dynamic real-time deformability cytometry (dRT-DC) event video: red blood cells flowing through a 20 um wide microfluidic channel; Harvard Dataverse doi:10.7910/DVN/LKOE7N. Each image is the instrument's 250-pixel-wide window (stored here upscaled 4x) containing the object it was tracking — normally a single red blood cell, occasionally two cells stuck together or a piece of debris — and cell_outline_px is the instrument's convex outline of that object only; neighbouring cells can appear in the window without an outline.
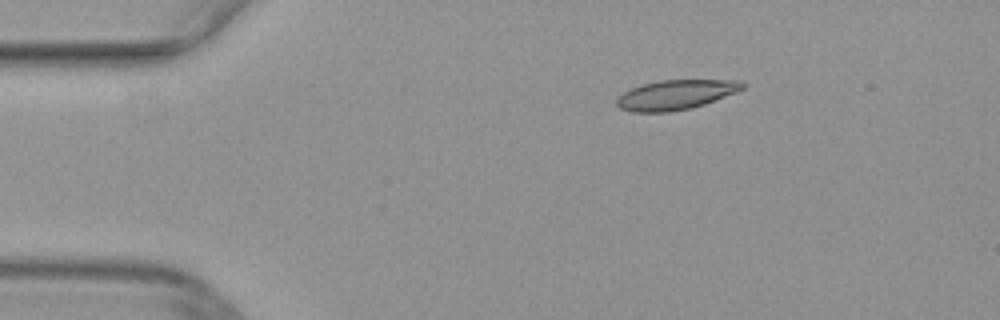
{"species": "common noctule bat (a hibernating species)", "species_latin": "Nyctalus noctula", "temperature_condition": "warm", "stored_images_in_passage": 43, "camera_frame_rate_fps": 3000, "um_per_image_px": 0.085, "animal": {"sex": "female", "body_mass_g": 29.2, "forearm_length_mm": 56.3}, "frame": {"image": 1, "passage_image": 1, "time_ms": 0.0, "image_size_px": [1000, 320], "cell_outline_px": [[748, 84], [744, 88], [736, 92], [704, 104], [692, 108], [668, 112], [632, 112], [620, 108], [616, 104], [616, 96], [640, 84], [660, 80], [740, 80]], "centroid_in_image_um": [57.43, 8.05], "position_along_channel_um": 27.6, "area_um2": 21.91}}
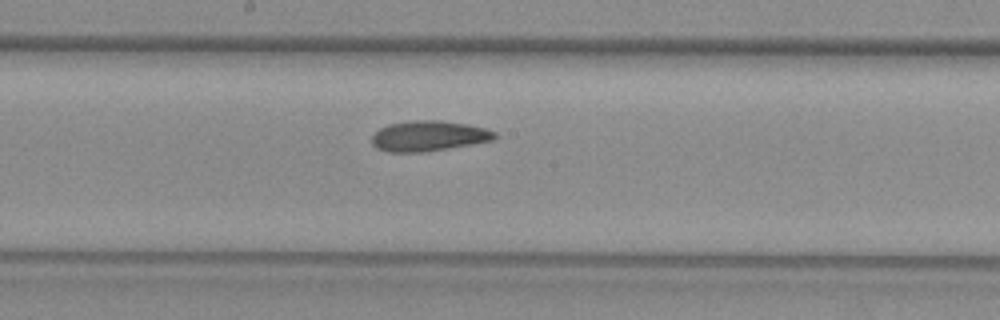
{"frame": {"image": 2, "passage_image": 19, "time_ms": 6.0, "image_size_px": [1000, 320], "cell_outline_px": [[500, 136], [496, 140], [448, 148], [420, 152], [388, 152], [376, 148], [372, 144], [372, 136], [380, 128], [388, 124], [412, 120], [440, 120], [468, 124], [484, 128], [496, 132]], "centroid_in_image_um": [36.47, 11.55], "position_along_channel_um": 211.7, "area_um2": 21.91}}
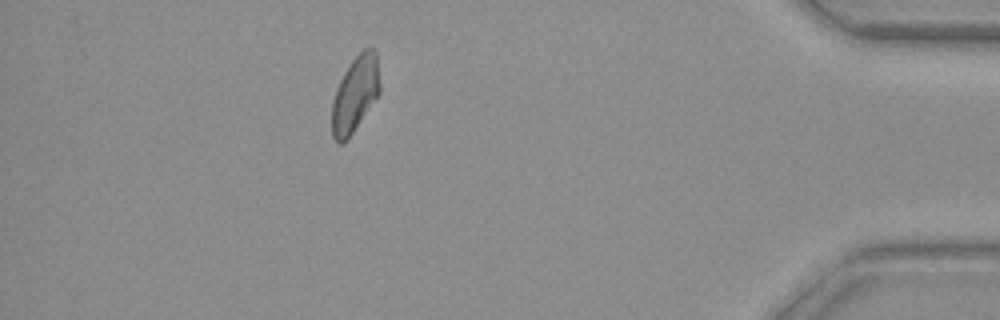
{"frame": {"image": 3, "passage_image": 37, "time_ms": 12.0, "image_size_px": [1000, 320], "cell_outline_px": [[380, 92], [352, 132], [340, 144], [332, 136], [332, 100], [336, 88], [344, 72], [352, 60], [364, 48], [376, 48], [380, 84]], "centroid_in_image_um": [30.19, 7.94], "position_along_channel_um": 405.0, "area_um2": 20.81}}